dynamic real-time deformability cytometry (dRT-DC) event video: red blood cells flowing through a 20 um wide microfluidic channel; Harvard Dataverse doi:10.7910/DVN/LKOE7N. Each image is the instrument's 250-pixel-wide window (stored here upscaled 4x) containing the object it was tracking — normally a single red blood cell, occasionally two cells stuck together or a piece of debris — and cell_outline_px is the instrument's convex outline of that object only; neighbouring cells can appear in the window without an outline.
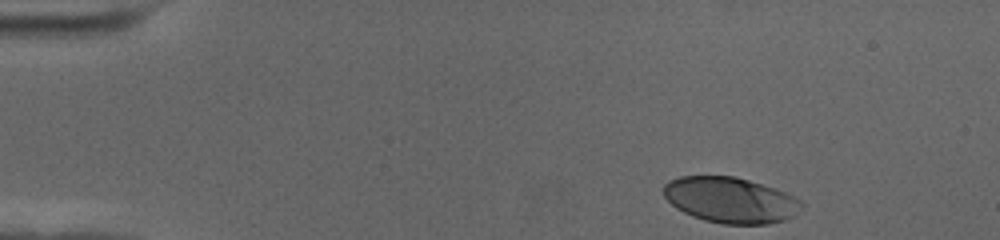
{"species": "human", "species_latin": "Homo sapiens", "temperature_condition": "cold", "stored_images_in_passage": 41, "camera_frame_rate_fps": 3000, "um_per_image_px": 0.085, "donor": {"sex": "female"}, "frame": {"image": 1, "passage_image": 1, "time_ms": 0.0, "image_size_px": [1000, 240], "cell_outline_px": [[804, 208], [796, 216], [784, 220], [768, 224], [724, 224], [704, 220], [692, 216], [676, 208], [664, 196], [664, 184], [668, 180], [680, 176], [736, 176], [776, 188], [800, 200], [804, 204]], "centroid_in_image_um": [62.12, 17.0], "position_along_channel_um": 22.9, "area_um2": 37.05}}
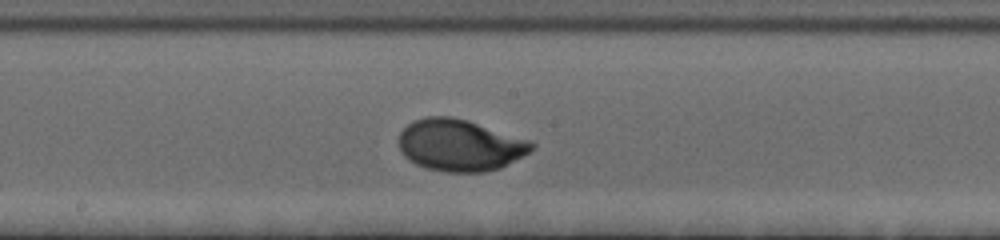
{"frame": {"image": 2, "passage_image": 24, "time_ms": 7.667, "image_size_px": [1000, 240], "cell_outline_px": [[536, 148], [500, 168], [484, 172], [444, 172], [428, 168], [416, 164], [408, 160], [400, 152], [400, 132], [408, 124], [416, 120], [428, 116], [452, 116], [468, 120], [532, 140], [536, 144]], "centroid_in_image_um": [39.12, 12.34], "position_along_channel_um": 209.1, "area_um2": 40.23}}
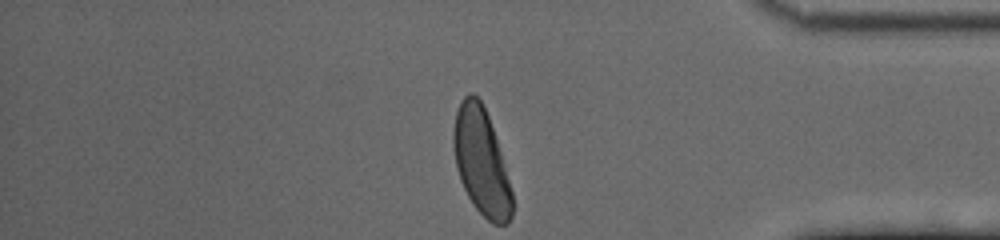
{"frame": {"image": 3, "passage_image": 41, "time_ms": 13.333, "image_size_px": [1000, 240], "cell_outline_px": [[512, 216], [508, 224], [492, 224], [472, 204], [460, 180], [456, 168], [452, 144], [452, 132], [456, 112], [460, 100], [468, 92], [472, 92], [480, 100], [488, 116], [504, 164], [512, 192]], "centroid_in_image_um": [40.88, 13.74], "position_along_channel_um": 394.3, "area_um2": 36.3}, "authors_computed_cell_mechanics": {"area_um2": 38.2636, "velocity_mm_per_s": 3.6389, "shape_relaxation_time_tau1_ms": 2.7994, "shape_relaxation_time_tau2_ms": null, "deformation_change_tau1": 0.1666, "deformation_change_tau2": null}}